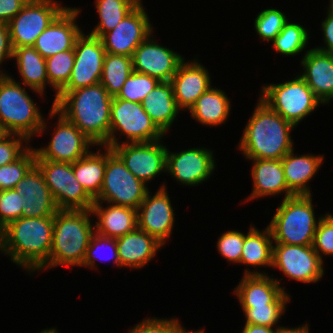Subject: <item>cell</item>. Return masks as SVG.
<instances>
[{"label": "cell", "instance_id": "cell-22", "mask_svg": "<svg viewBox=\"0 0 333 333\" xmlns=\"http://www.w3.org/2000/svg\"><path fill=\"white\" fill-rule=\"evenodd\" d=\"M178 108L188 111L196 100L211 86L210 73L197 60L178 66L177 72L170 80Z\"/></svg>", "mask_w": 333, "mask_h": 333}, {"label": "cell", "instance_id": "cell-5", "mask_svg": "<svg viewBox=\"0 0 333 333\" xmlns=\"http://www.w3.org/2000/svg\"><path fill=\"white\" fill-rule=\"evenodd\" d=\"M21 83L10 75H0V123L7 134L24 136L29 141L34 134L46 131L47 124Z\"/></svg>", "mask_w": 333, "mask_h": 333}, {"label": "cell", "instance_id": "cell-25", "mask_svg": "<svg viewBox=\"0 0 333 333\" xmlns=\"http://www.w3.org/2000/svg\"><path fill=\"white\" fill-rule=\"evenodd\" d=\"M120 267L142 268L154 258L163 246L154 236L138 227L116 239Z\"/></svg>", "mask_w": 333, "mask_h": 333}, {"label": "cell", "instance_id": "cell-9", "mask_svg": "<svg viewBox=\"0 0 333 333\" xmlns=\"http://www.w3.org/2000/svg\"><path fill=\"white\" fill-rule=\"evenodd\" d=\"M118 131L128 138L126 143L129 141L130 143L158 141L164 136L145 112L141 103L113 97L108 147L112 148L120 143L115 134Z\"/></svg>", "mask_w": 333, "mask_h": 333}, {"label": "cell", "instance_id": "cell-32", "mask_svg": "<svg viewBox=\"0 0 333 333\" xmlns=\"http://www.w3.org/2000/svg\"><path fill=\"white\" fill-rule=\"evenodd\" d=\"M105 152L89 151L85 156L73 163V172L85 191L95 200L101 191L106 167Z\"/></svg>", "mask_w": 333, "mask_h": 333}, {"label": "cell", "instance_id": "cell-35", "mask_svg": "<svg viewBox=\"0 0 333 333\" xmlns=\"http://www.w3.org/2000/svg\"><path fill=\"white\" fill-rule=\"evenodd\" d=\"M132 72V57L105 53L100 83L112 97H116Z\"/></svg>", "mask_w": 333, "mask_h": 333}, {"label": "cell", "instance_id": "cell-55", "mask_svg": "<svg viewBox=\"0 0 333 333\" xmlns=\"http://www.w3.org/2000/svg\"><path fill=\"white\" fill-rule=\"evenodd\" d=\"M330 4H329V8H328V14H331V15H333V0H330V2H329Z\"/></svg>", "mask_w": 333, "mask_h": 333}, {"label": "cell", "instance_id": "cell-26", "mask_svg": "<svg viewBox=\"0 0 333 333\" xmlns=\"http://www.w3.org/2000/svg\"><path fill=\"white\" fill-rule=\"evenodd\" d=\"M252 164L253 192L246 200L256 198L275 196L285 193V198L294 196L295 194L288 188L281 160L270 159H249Z\"/></svg>", "mask_w": 333, "mask_h": 333}, {"label": "cell", "instance_id": "cell-27", "mask_svg": "<svg viewBox=\"0 0 333 333\" xmlns=\"http://www.w3.org/2000/svg\"><path fill=\"white\" fill-rule=\"evenodd\" d=\"M108 204L104 208L102 202H94L91 207L92 215L98 218L94 224L96 233L117 239L138 227L137 209Z\"/></svg>", "mask_w": 333, "mask_h": 333}, {"label": "cell", "instance_id": "cell-49", "mask_svg": "<svg viewBox=\"0 0 333 333\" xmlns=\"http://www.w3.org/2000/svg\"><path fill=\"white\" fill-rule=\"evenodd\" d=\"M13 58V49L10 42V34L8 24L0 23V64L4 62V59ZM0 75H7L3 70L0 71Z\"/></svg>", "mask_w": 333, "mask_h": 333}, {"label": "cell", "instance_id": "cell-42", "mask_svg": "<svg viewBox=\"0 0 333 333\" xmlns=\"http://www.w3.org/2000/svg\"><path fill=\"white\" fill-rule=\"evenodd\" d=\"M105 246H110V249L112 251L109 257V255L107 256L108 258H105L106 260H111L113 259V263L117 266L120 267V259H119V255H118V251H117V245H116V239L114 238H110V237H106L103 235H100L96 232L93 233L89 245L87 247V251H86V255L84 258V261L82 263V267H90L93 269L96 268L95 265V260L102 258L104 259V257L101 256V253L99 252L100 250L102 251V248H105ZM102 247V248H101ZM107 249V247H106ZM98 257V258H97ZM97 258V259H96ZM99 259V260H102Z\"/></svg>", "mask_w": 333, "mask_h": 333}, {"label": "cell", "instance_id": "cell-17", "mask_svg": "<svg viewBox=\"0 0 333 333\" xmlns=\"http://www.w3.org/2000/svg\"><path fill=\"white\" fill-rule=\"evenodd\" d=\"M175 214L164 183L151 197L146 193L145 199L137 209L138 228L154 236L163 245L171 237Z\"/></svg>", "mask_w": 333, "mask_h": 333}, {"label": "cell", "instance_id": "cell-7", "mask_svg": "<svg viewBox=\"0 0 333 333\" xmlns=\"http://www.w3.org/2000/svg\"><path fill=\"white\" fill-rule=\"evenodd\" d=\"M260 99L295 127L322 102L299 75L280 84H266Z\"/></svg>", "mask_w": 333, "mask_h": 333}, {"label": "cell", "instance_id": "cell-54", "mask_svg": "<svg viewBox=\"0 0 333 333\" xmlns=\"http://www.w3.org/2000/svg\"><path fill=\"white\" fill-rule=\"evenodd\" d=\"M7 135L6 131L4 130V128L2 127L1 123H0V140Z\"/></svg>", "mask_w": 333, "mask_h": 333}, {"label": "cell", "instance_id": "cell-3", "mask_svg": "<svg viewBox=\"0 0 333 333\" xmlns=\"http://www.w3.org/2000/svg\"><path fill=\"white\" fill-rule=\"evenodd\" d=\"M295 128L260 98L244 128L238 149L248 159L281 160L293 150L290 133Z\"/></svg>", "mask_w": 333, "mask_h": 333}, {"label": "cell", "instance_id": "cell-11", "mask_svg": "<svg viewBox=\"0 0 333 333\" xmlns=\"http://www.w3.org/2000/svg\"><path fill=\"white\" fill-rule=\"evenodd\" d=\"M67 7L55 0H29L21 11L8 23L12 49L33 46L37 37Z\"/></svg>", "mask_w": 333, "mask_h": 333}, {"label": "cell", "instance_id": "cell-24", "mask_svg": "<svg viewBox=\"0 0 333 333\" xmlns=\"http://www.w3.org/2000/svg\"><path fill=\"white\" fill-rule=\"evenodd\" d=\"M304 79L322 104L333 100V54L316 48L307 50L301 60Z\"/></svg>", "mask_w": 333, "mask_h": 333}, {"label": "cell", "instance_id": "cell-18", "mask_svg": "<svg viewBox=\"0 0 333 333\" xmlns=\"http://www.w3.org/2000/svg\"><path fill=\"white\" fill-rule=\"evenodd\" d=\"M215 166L213 151L207 148H191L178 153L167 149L166 171L179 183L197 186L211 176Z\"/></svg>", "mask_w": 333, "mask_h": 333}, {"label": "cell", "instance_id": "cell-40", "mask_svg": "<svg viewBox=\"0 0 333 333\" xmlns=\"http://www.w3.org/2000/svg\"><path fill=\"white\" fill-rule=\"evenodd\" d=\"M288 21L286 15L278 9H265L257 15L254 28L264 41L272 42Z\"/></svg>", "mask_w": 333, "mask_h": 333}, {"label": "cell", "instance_id": "cell-10", "mask_svg": "<svg viewBox=\"0 0 333 333\" xmlns=\"http://www.w3.org/2000/svg\"><path fill=\"white\" fill-rule=\"evenodd\" d=\"M58 210H91L95 200L85 191L73 172V163L35 160Z\"/></svg>", "mask_w": 333, "mask_h": 333}, {"label": "cell", "instance_id": "cell-45", "mask_svg": "<svg viewBox=\"0 0 333 333\" xmlns=\"http://www.w3.org/2000/svg\"><path fill=\"white\" fill-rule=\"evenodd\" d=\"M243 243L244 233L237 230L226 231L218 238L217 250L230 263L240 264Z\"/></svg>", "mask_w": 333, "mask_h": 333}, {"label": "cell", "instance_id": "cell-28", "mask_svg": "<svg viewBox=\"0 0 333 333\" xmlns=\"http://www.w3.org/2000/svg\"><path fill=\"white\" fill-rule=\"evenodd\" d=\"M293 152L294 150L288 152L281 159L286 184L295 195H311L308 182L319 170L324 156H297Z\"/></svg>", "mask_w": 333, "mask_h": 333}, {"label": "cell", "instance_id": "cell-29", "mask_svg": "<svg viewBox=\"0 0 333 333\" xmlns=\"http://www.w3.org/2000/svg\"><path fill=\"white\" fill-rule=\"evenodd\" d=\"M157 128L166 135L180 109L177 106L170 82H160L141 102Z\"/></svg>", "mask_w": 333, "mask_h": 333}, {"label": "cell", "instance_id": "cell-52", "mask_svg": "<svg viewBox=\"0 0 333 333\" xmlns=\"http://www.w3.org/2000/svg\"><path fill=\"white\" fill-rule=\"evenodd\" d=\"M309 324L302 325L296 328H288L286 331L282 333H309Z\"/></svg>", "mask_w": 333, "mask_h": 333}, {"label": "cell", "instance_id": "cell-16", "mask_svg": "<svg viewBox=\"0 0 333 333\" xmlns=\"http://www.w3.org/2000/svg\"><path fill=\"white\" fill-rule=\"evenodd\" d=\"M149 17L140 2L113 30L100 39L106 53L132 57L134 50L153 33Z\"/></svg>", "mask_w": 333, "mask_h": 333}, {"label": "cell", "instance_id": "cell-8", "mask_svg": "<svg viewBox=\"0 0 333 333\" xmlns=\"http://www.w3.org/2000/svg\"><path fill=\"white\" fill-rule=\"evenodd\" d=\"M146 185L126 168L121 158L110 147L106 146L104 180L95 202L138 209L149 191Z\"/></svg>", "mask_w": 333, "mask_h": 333}, {"label": "cell", "instance_id": "cell-23", "mask_svg": "<svg viewBox=\"0 0 333 333\" xmlns=\"http://www.w3.org/2000/svg\"><path fill=\"white\" fill-rule=\"evenodd\" d=\"M15 189L25 202L22 205V217L55 216L57 213L58 208L51 191L36 165L18 182Z\"/></svg>", "mask_w": 333, "mask_h": 333}, {"label": "cell", "instance_id": "cell-44", "mask_svg": "<svg viewBox=\"0 0 333 333\" xmlns=\"http://www.w3.org/2000/svg\"><path fill=\"white\" fill-rule=\"evenodd\" d=\"M318 219L319 223L315 231L313 248L323 261L322 254L333 256V216L326 213Z\"/></svg>", "mask_w": 333, "mask_h": 333}, {"label": "cell", "instance_id": "cell-33", "mask_svg": "<svg viewBox=\"0 0 333 333\" xmlns=\"http://www.w3.org/2000/svg\"><path fill=\"white\" fill-rule=\"evenodd\" d=\"M273 237L269 226L265 231L250 227L244 234V243L240 264L255 267H272Z\"/></svg>", "mask_w": 333, "mask_h": 333}, {"label": "cell", "instance_id": "cell-47", "mask_svg": "<svg viewBox=\"0 0 333 333\" xmlns=\"http://www.w3.org/2000/svg\"><path fill=\"white\" fill-rule=\"evenodd\" d=\"M181 326L177 318H146L136 324L128 333H176Z\"/></svg>", "mask_w": 333, "mask_h": 333}, {"label": "cell", "instance_id": "cell-57", "mask_svg": "<svg viewBox=\"0 0 333 333\" xmlns=\"http://www.w3.org/2000/svg\"><path fill=\"white\" fill-rule=\"evenodd\" d=\"M40 333H47V329H44V330L41 331Z\"/></svg>", "mask_w": 333, "mask_h": 333}, {"label": "cell", "instance_id": "cell-48", "mask_svg": "<svg viewBox=\"0 0 333 333\" xmlns=\"http://www.w3.org/2000/svg\"><path fill=\"white\" fill-rule=\"evenodd\" d=\"M29 0H0V23L8 24Z\"/></svg>", "mask_w": 333, "mask_h": 333}, {"label": "cell", "instance_id": "cell-50", "mask_svg": "<svg viewBox=\"0 0 333 333\" xmlns=\"http://www.w3.org/2000/svg\"><path fill=\"white\" fill-rule=\"evenodd\" d=\"M323 40L326 46L316 47V49L333 54V15L327 14L324 21H322Z\"/></svg>", "mask_w": 333, "mask_h": 333}, {"label": "cell", "instance_id": "cell-56", "mask_svg": "<svg viewBox=\"0 0 333 333\" xmlns=\"http://www.w3.org/2000/svg\"><path fill=\"white\" fill-rule=\"evenodd\" d=\"M47 333H59L55 328L47 329Z\"/></svg>", "mask_w": 333, "mask_h": 333}, {"label": "cell", "instance_id": "cell-31", "mask_svg": "<svg viewBox=\"0 0 333 333\" xmlns=\"http://www.w3.org/2000/svg\"><path fill=\"white\" fill-rule=\"evenodd\" d=\"M230 103L225 92L212 86L196 100L189 111L202 125L218 126L230 115Z\"/></svg>", "mask_w": 333, "mask_h": 333}, {"label": "cell", "instance_id": "cell-30", "mask_svg": "<svg viewBox=\"0 0 333 333\" xmlns=\"http://www.w3.org/2000/svg\"><path fill=\"white\" fill-rule=\"evenodd\" d=\"M13 59H16L17 69L23 83L33 92L44 95L49 80L46 73V59L33 46H22L13 49Z\"/></svg>", "mask_w": 333, "mask_h": 333}, {"label": "cell", "instance_id": "cell-15", "mask_svg": "<svg viewBox=\"0 0 333 333\" xmlns=\"http://www.w3.org/2000/svg\"><path fill=\"white\" fill-rule=\"evenodd\" d=\"M166 147L161 140L138 143L124 141L111 149L121 158L126 168L146 184L162 171L166 172Z\"/></svg>", "mask_w": 333, "mask_h": 333}, {"label": "cell", "instance_id": "cell-4", "mask_svg": "<svg viewBox=\"0 0 333 333\" xmlns=\"http://www.w3.org/2000/svg\"><path fill=\"white\" fill-rule=\"evenodd\" d=\"M91 210H58L54 216L53 241L48 268L81 266L95 232Z\"/></svg>", "mask_w": 333, "mask_h": 333}, {"label": "cell", "instance_id": "cell-6", "mask_svg": "<svg viewBox=\"0 0 333 333\" xmlns=\"http://www.w3.org/2000/svg\"><path fill=\"white\" fill-rule=\"evenodd\" d=\"M312 195L285 198L268 224L273 241L288 245H313L319 220L315 219Z\"/></svg>", "mask_w": 333, "mask_h": 333}, {"label": "cell", "instance_id": "cell-41", "mask_svg": "<svg viewBox=\"0 0 333 333\" xmlns=\"http://www.w3.org/2000/svg\"><path fill=\"white\" fill-rule=\"evenodd\" d=\"M287 304H266L260 307H242L245 324L262 325L273 328L278 323Z\"/></svg>", "mask_w": 333, "mask_h": 333}, {"label": "cell", "instance_id": "cell-39", "mask_svg": "<svg viewBox=\"0 0 333 333\" xmlns=\"http://www.w3.org/2000/svg\"><path fill=\"white\" fill-rule=\"evenodd\" d=\"M161 81L134 71L129 75L116 98L141 103Z\"/></svg>", "mask_w": 333, "mask_h": 333}, {"label": "cell", "instance_id": "cell-1", "mask_svg": "<svg viewBox=\"0 0 333 333\" xmlns=\"http://www.w3.org/2000/svg\"><path fill=\"white\" fill-rule=\"evenodd\" d=\"M113 97L101 83L73 91H60L54 108L73 123L95 146L108 147Z\"/></svg>", "mask_w": 333, "mask_h": 333}, {"label": "cell", "instance_id": "cell-34", "mask_svg": "<svg viewBox=\"0 0 333 333\" xmlns=\"http://www.w3.org/2000/svg\"><path fill=\"white\" fill-rule=\"evenodd\" d=\"M141 0H96L100 22L89 34L101 38L113 30Z\"/></svg>", "mask_w": 333, "mask_h": 333}, {"label": "cell", "instance_id": "cell-53", "mask_svg": "<svg viewBox=\"0 0 333 333\" xmlns=\"http://www.w3.org/2000/svg\"><path fill=\"white\" fill-rule=\"evenodd\" d=\"M176 333H204V329L192 332V330L186 331L185 328L181 326Z\"/></svg>", "mask_w": 333, "mask_h": 333}, {"label": "cell", "instance_id": "cell-43", "mask_svg": "<svg viewBox=\"0 0 333 333\" xmlns=\"http://www.w3.org/2000/svg\"><path fill=\"white\" fill-rule=\"evenodd\" d=\"M25 202L15 188L0 191V231L22 217Z\"/></svg>", "mask_w": 333, "mask_h": 333}, {"label": "cell", "instance_id": "cell-37", "mask_svg": "<svg viewBox=\"0 0 333 333\" xmlns=\"http://www.w3.org/2000/svg\"><path fill=\"white\" fill-rule=\"evenodd\" d=\"M308 39V31L302 25L287 21L272 45L282 55L294 56L305 49Z\"/></svg>", "mask_w": 333, "mask_h": 333}, {"label": "cell", "instance_id": "cell-38", "mask_svg": "<svg viewBox=\"0 0 333 333\" xmlns=\"http://www.w3.org/2000/svg\"><path fill=\"white\" fill-rule=\"evenodd\" d=\"M36 151L29 149L16 161L0 166V191L16 188L18 182L35 165Z\"/></svg>", "mask_w": 333, "mask_h": 333}, {"label": "cell", "instance_id": "cell-20", "mask_svg": "<svg viewBox=\"0 0 333 333\" xmlns=\"http://www.w3.org/2000/svg\"><path fill=\"white\" fill-rule=\"evenodd\" d=\"M252 271L245 270L242 280L234 290L241 307L289 303L290 296L285 292V288L280 286L281 279H274L266 273Z\"/></svg>", "mask_w": 333, "mask_h": 333}, {"label": "cell", "instance_id": "cell-13", "mask_svg": "<svg viewBox=\"0 0 333 333\" xmlns=\"http://www.w3.org/2000/svg\"><path fill=\"white\" fill-rule=\"evenodd\" d=\"M272 267L278 268L289 279L316 283L324 275L323 261L313 245H273Z\"/></svg>", "mask_w": 333, "mask_h": 333}, {"label": "cell", "instance_id": "cell-21", "mask_svg": "<svg viewBox=\"0 0 333 333\" xmlns=\"http://www.w3.org/2000/svg\"><path fill=\"white\" fill-rule=\"evenodd\" d=\"M80 8L67 7L36 39L33 47L47 59L55 54L74 48L77 37L82 33L75 20Z\"/></svg>", "mask_w": 333, "mask_h": 333}, {"label": "cell", "instance_id": "cell-46", "mask_svg": "<svg viewBox=\"0 0 333 333\" xmlns=\"http://www.w3.org/2000/svg\"><path fill=\"white\" fill-rule=\"evenodd\" d=\"M29 140L17 134H7L0 140V166L10 164L19 159L30 146L23 143Z\"/></svg>", "mask_w": 333, "mask_h": 333}, {"label": "cell", "instance_id": "cell-36", "mask_svg": "<svg viewBox=\"0 0 333 333\" xmlns=\"http://www.w3.org/2000/svg\"><path fill=\"white\" fill-rule=\"evenodd\" d=\"M75 53L74 48L62 51L46 59V73L49 84L57 94L68 84L74 66Z\"/></svg>", "mask_w": 333, "mask_h": 333}, {"label": "cell", "instance_id": "cell-51", "mask_svg": "<svg viewBox=\"0 0 333 333\" xmlns=\"http://www.w3.org/2000/svg\"><path fill=\"white\" fill-rule=\"evenodd\" d=\"M275 329V330H274ZM288 328L276 326V328H271L268 326L262 325H253V324H245L242 333H282L286 331Z\"/></svg>", "mask_w": 333, "mask_h": 333}, {"label": "cell", "instance_id": "cell-2", "mask_svg": "<svg viewBox=\"0 0 333 333\" xmlns=\"http://www.w3.org/2000/svg\"><path fill=\"white\" fill-rule=\"evenodd\" d=\"M54 216L20 217L0 231V251L29 273L48 268Z\"/></svg>", "mask_w": 333, "mask_h": 333}, {"label": "cell", "instance_id": "cell-14", "mask_svg": "<svg viewBox=\"0 0 333 333\" xmlns=\"http://www.w3.org/2000/svg\"><path fill=\"white\" fill-rule=\"evenodd\" d=\"M74 53L71 77L61 91H73L100 83L106 53L101 39L82 32L75 41Z\"/></svg>", "mask_w": 333, "mask_h": 333}, {"label": "cell", "instance_id": "cell-19", "mask_svg": "<svg viewBox=\"0 0 333 333\" xmlns=\"http://www.w3.org/2000/svg\"><path fill=\"white\" fill-rule=\"evenodd\" d=\"M151 36L134 50L133 70L161 82H170L184 58L173 50L159 45Z\"/></svg>", "mask_w": 333, "mask_h": 333}, {"label": "cell", "instance_id": "cell-12", "mask_svg": "<svg viewBox=\"0 0 333 333\" xmlns=\"http://www.w3.org/2000/svg\"><path fill=\"white\" fill-rule=\"evenodd\" d=\"M49 114L51 118L59 116L57 125L49 145L35 149L36 160L74 163L89 152V146L95 145L73 123L59 113L53 104Z\"/></svg>", "mask_w": 333, "mask_h": 333}]
</instances>
